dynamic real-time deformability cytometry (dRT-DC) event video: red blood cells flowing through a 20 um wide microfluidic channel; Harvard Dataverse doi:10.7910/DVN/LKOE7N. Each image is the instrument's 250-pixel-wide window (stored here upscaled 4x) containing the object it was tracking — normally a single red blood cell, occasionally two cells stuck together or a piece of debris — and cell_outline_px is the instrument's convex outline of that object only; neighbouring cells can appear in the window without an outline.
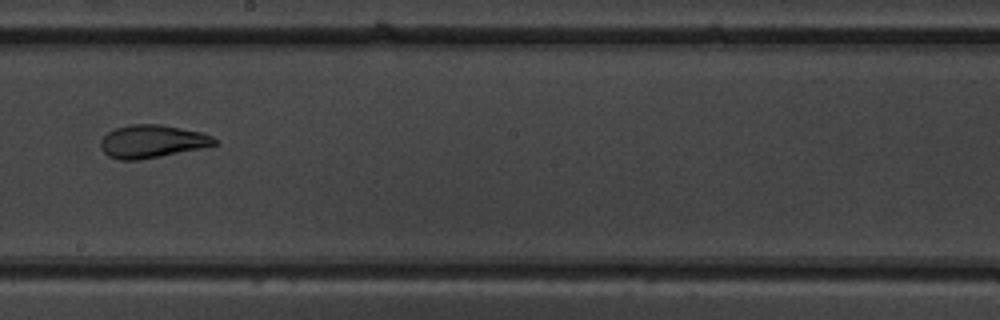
{"species": "common noctule bat (a hibernating species)", "species_latin": "Nyctalus noctula", "temperature_condition": "warm", "stored_images_in_passage": 10, "camera_frame_rate_fps": 3000, "um_per_image_px": 0.085, "animal": {"sex": "male", "body_mass_g": 19.5, "forearm_length_mm": 54.6}, "frame": {"image": 1, "passage_image": 9, "time_ms": 9.333, "image_size_px": [1000, 320], "cell_outline_px": [[220, 144], [140, 160], [120, 160], [108, 156], [104, 152], [100, 144], [100, 140], [108, 132], [116, 128], [128, 124], [160, 124], [204, 132], [220, 140]], "centroid_in_image_um": [12.97, 12.01], "position_along_channel_um": 235.2, "area_um2": 22.02}}
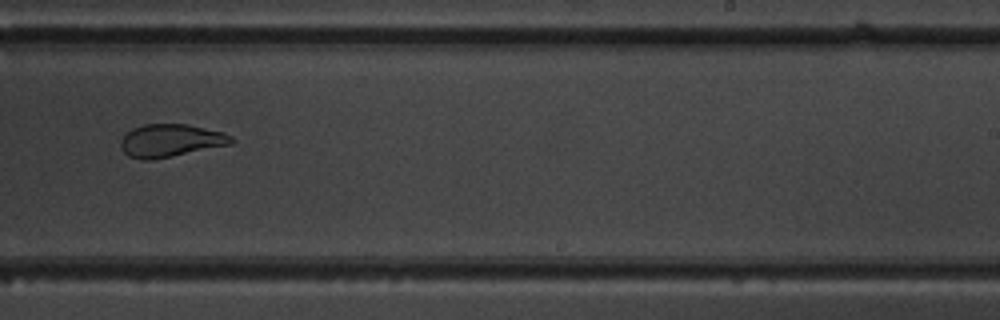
{"frame": {"image": 2, "passage_image": 10, "time_ms": 10.333, "image_size_px": [1000, 320], "cell_outline_px": [[236, 140], [232, 144], [152, 160], [140, 160], [128, 156], [124, 152], [120, 144], [120, 140], [132, 128], [144, 124], [188, 124], [224, 132], [232, 136]], "centroid_in_image_um": [14.52, 11.94], "position_along_channel_um": 274.5, "area_um2": 21.27}}